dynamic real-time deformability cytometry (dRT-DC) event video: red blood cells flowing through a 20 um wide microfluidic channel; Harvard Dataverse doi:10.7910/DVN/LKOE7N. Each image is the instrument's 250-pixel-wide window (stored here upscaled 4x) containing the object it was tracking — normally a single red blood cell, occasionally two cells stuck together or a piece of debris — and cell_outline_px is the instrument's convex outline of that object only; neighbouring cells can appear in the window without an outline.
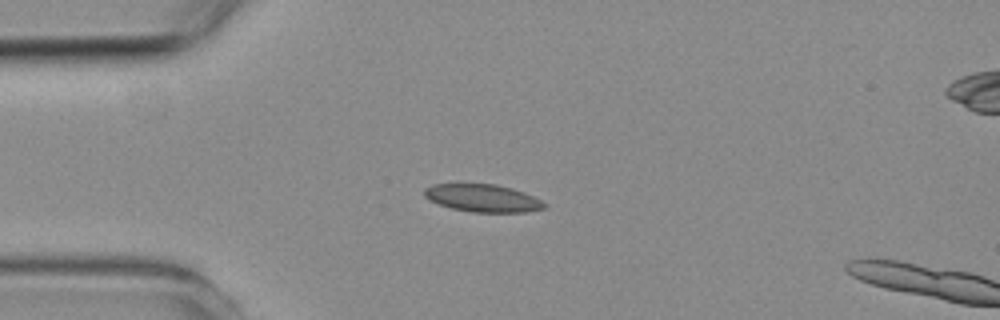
{"species": "common noctule bat (a hibernating species)", "species_latin": "Nyctalus noctula", "temperature_condition": "room temperature", "stored_images_in_passage": 4, "camera_frame_rate_fps": 3000, "um_per_image_px": 0.085, "animal": {"sex": "female", "body_mass_g": 19.3, "forearm_length_mm": 54.1}, "frame": {"image": 1, "passage_image": 3, "time_ms": 2.667, "image_size_px": [1000, 320], "cell_outline_px": [[548, 204], [544, 208], [524, 212], [472, 212], [452, 208], [428, 200], [424, 196], [424, 188], [432, 184], [496, 184], [512, 188], [524, 192]], "centroid_in_image_um": [41.01, 16.83], "position_along_channel_um": 44.0, "area_um2": 19.25}}